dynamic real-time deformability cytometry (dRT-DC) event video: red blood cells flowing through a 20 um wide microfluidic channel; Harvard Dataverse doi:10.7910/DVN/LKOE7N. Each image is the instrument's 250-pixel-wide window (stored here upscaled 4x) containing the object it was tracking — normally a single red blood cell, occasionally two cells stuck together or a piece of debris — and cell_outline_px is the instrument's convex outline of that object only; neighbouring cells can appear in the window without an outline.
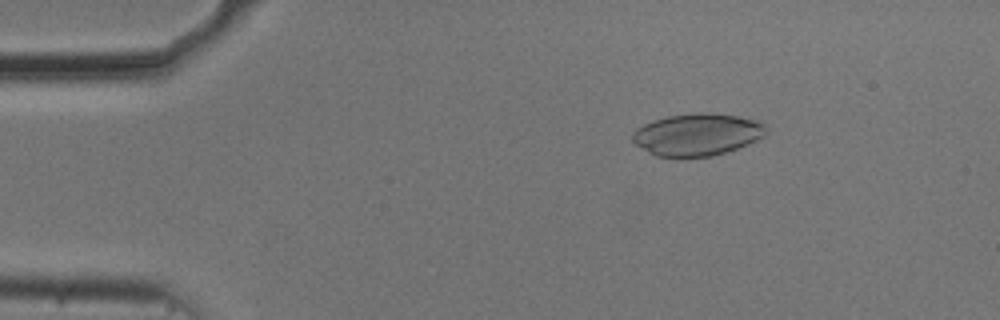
{"species": "common noctule bat (a hibernating species)", "species_latin": "Nyctalus noctula", "temperature_condition": "cold", "stored_images_in_passage": 18, "camera_frame_rate_fps": 3000, "um_per_image_px": 0.085, "animal": {"sex": "male", "body_mass_g": 20.5, "forearm_length_mm": 52.5}, "frame": {"image": 1, "passage_image": 7, "time_ms": 2.0, "image_size_px": [1000, 320], "cell_outline_px": [[768, 132], [764, 136], [756, 140], [736, 148], [712, 156], [676, 160], [656, 156], [636, 144], [632, 140], [632, 132], [636, 128], [644, 124], [668, 116], [700, 112], [704, 112], [736, 116], [756, 120], [764, 124]], "centroid_in_image_um": [59.23, 11.47], "position_along_channel_um": 25.8, "area_um2": 33.12}}
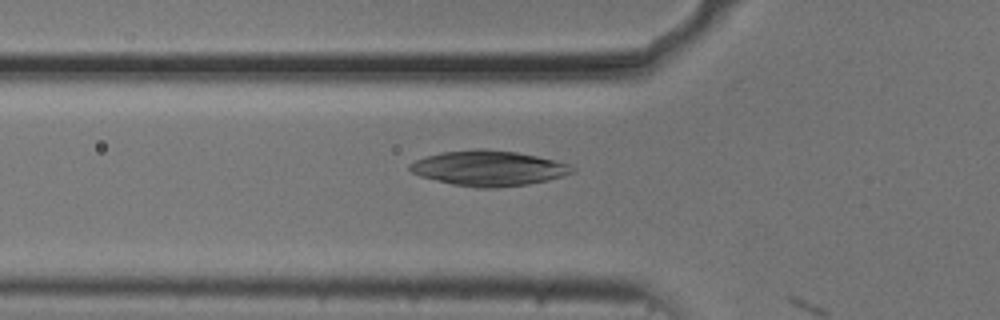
{"frame": {"image": 2, "passage_image": 17, "time_ms": 5.333, "image_size_px": [1000, 320], "cell_outline_px": [[576, 172], [564, 176], [548, 180], [528, 184], [496, 188], [480, 188], [452, 184], [420, 176], [412, 172], [408, 168], [408, 164], [416, 160], [440, 152], [480, 148], [484, 148], [516, 152], [536, 156], [572, 164], [576, 168]], "centroid_in_image_um": [41.57, 14.3], "position_along_channel_um": 84.2, "area_um2": 33.52}}